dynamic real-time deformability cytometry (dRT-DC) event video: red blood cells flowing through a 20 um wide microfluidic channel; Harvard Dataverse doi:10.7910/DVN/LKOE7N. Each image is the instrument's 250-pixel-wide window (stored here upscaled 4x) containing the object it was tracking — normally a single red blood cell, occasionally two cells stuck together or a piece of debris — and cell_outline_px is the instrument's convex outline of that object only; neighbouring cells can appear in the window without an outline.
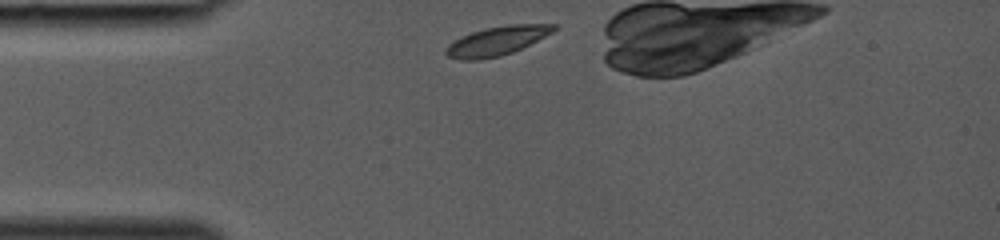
{"species": "common noctule bat (a hibernating species)", "species_latin": "Nyctalus noctula", "temperature_condition": "room temperature", "stored_images_in_passage": 26, "camera_frame_rate_fps": 3000, "um_per_image_px": 0.085, "animal": {"sex": "female", "body_mass_g": 19.0, "forearm_length_mm": 53.3}, "frame": {"image": 1, "passage_image": 1, "time_ms": 0.0, "image_size_px": [1000, 240], "cell_outline_px": [[556, 28], [552, 32], [512, 52], [500, 56], [480, 60], [460, 60], [448, 56], [444, 52], [444, 48], [448, 44], [460, 36], [484, 28], [508, 24], [556, 24]], "centroid_in_image_um": [42.16, 3.48], "position_along_channel_um": 42.8, "area_um2": 18.15}}
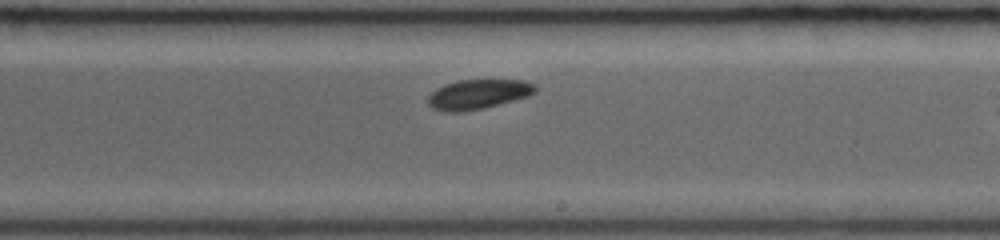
{"frame": {"image": 2, "passage_image": 15, "time_ms": 4.667, "image_size_px": [1000, 240], "cell_outline_px": [[536, 92], [528, 96], [484, 108], [464, 112], [444, 112], [432, 108], [428, 104], [428, 96], [436, 88], [444, 84], [460, 80], [524, 80], [536, 84]], "centroid_in_image_um": [40.63, 8.01], "position_along_channel_um": 248.4, "area_um2": 18.67}}
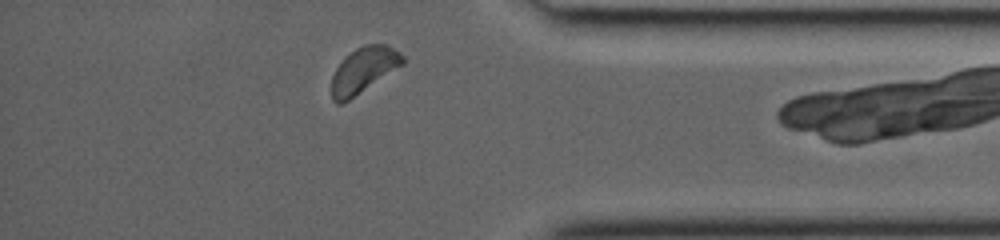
{"frame": {"image": 3, "passage_image": 25, "time_ms": 8.0, "image_size_px": [1000, 240], "cell_outline_px": [[404, 64], [348, 100], [340, 104], [336, 104], [332, 100], [332, 76], [336, 68], [344, 56], [356, 48], [364, 44], [388, 44], [400, 52], [404, 56]], "centroid_in_image_um": [30.91, 5.93], "position_along_channel_um": 404.3, "area_um2": 18.84}}